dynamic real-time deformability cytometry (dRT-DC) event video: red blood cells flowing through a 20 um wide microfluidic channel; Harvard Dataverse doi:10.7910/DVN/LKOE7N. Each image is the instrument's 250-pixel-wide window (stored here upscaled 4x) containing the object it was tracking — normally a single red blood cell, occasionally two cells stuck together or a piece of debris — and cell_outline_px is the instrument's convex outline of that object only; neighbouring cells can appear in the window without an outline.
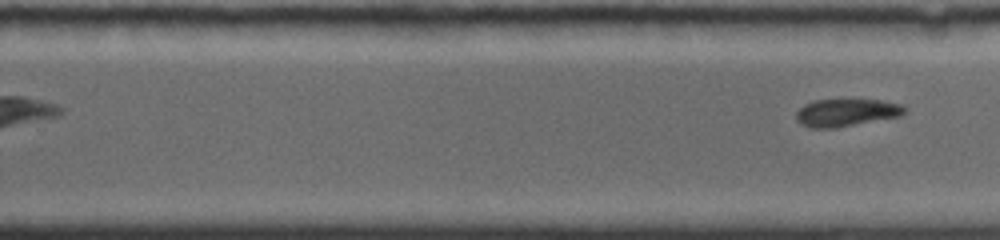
{"species": "common noctule bat (a hibernating species)", "species_latin": "Nyctalus noctula", "temperature_condition": "room temperature", "stored_images_in_passage": 10, "segment_of_instrument_passage": [2, 2], "camera_frame_rate_fps": 4000, "um_per_image_px": 0.085, "animal": {"sex": "female", "body_mass_g": 19.0, "forearm_length_mm": 56.7}, "frame": {"image": 1, "passage_image": 10, "time_ms": 7.0, "image_size_px": [1000, 240], "cell_outline_px": [[908, 108], [900, 116], [836, 128], [812, 128], [800, 124], [796, 120], [796, 112], [804, 104], [812, 100], [880, 100], [900, 104]], "centroid_in_image_um": [71.91, 9.57], "position_along_channel_um": 257.9, "area_um2": 17.4}}